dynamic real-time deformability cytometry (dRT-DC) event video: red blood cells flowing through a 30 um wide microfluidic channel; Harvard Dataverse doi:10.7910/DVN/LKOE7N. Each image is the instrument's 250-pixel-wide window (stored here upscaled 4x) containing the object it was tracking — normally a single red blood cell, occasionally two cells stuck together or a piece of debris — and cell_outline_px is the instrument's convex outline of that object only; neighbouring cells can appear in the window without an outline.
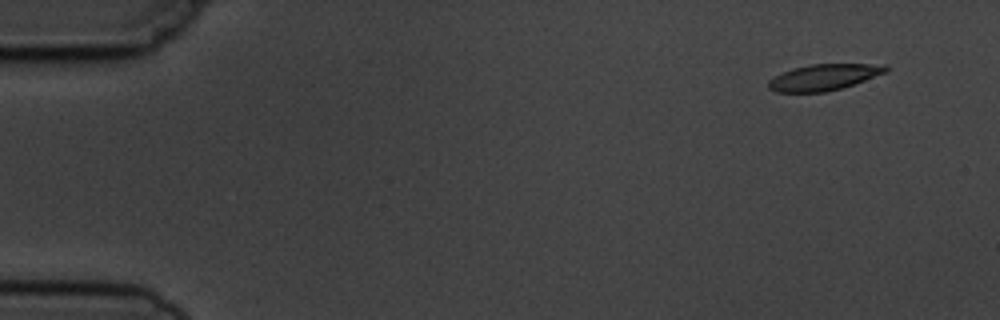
{"species": "common noctule bat (a hibernating species)", "species_latin": "Nyctalus noctula", "temperature_condition": "cold", "stored_images_in_passage": 5, "camera_frame_rate_fps": 3000, "um_per_image_px": 0.085, "animal": {"sex": "male", "body_mass_g": 19.5, "forearm_length_mm": 54.6}, "frame": {"image": 1, "passage_image": 1, "time_ms": 0.0, "image_size_px": [1000, 320], "cell_outline_px": [[888, 72], [840, 88], [824, 92], [776, 92], [768, 88], [768, 80], [792, 68], [808, 64], [888, 64]], "centroid_in_image_um": [70.03, 6.55], "position_along_channel_um": 15.0, "area_um2": 17.8}}
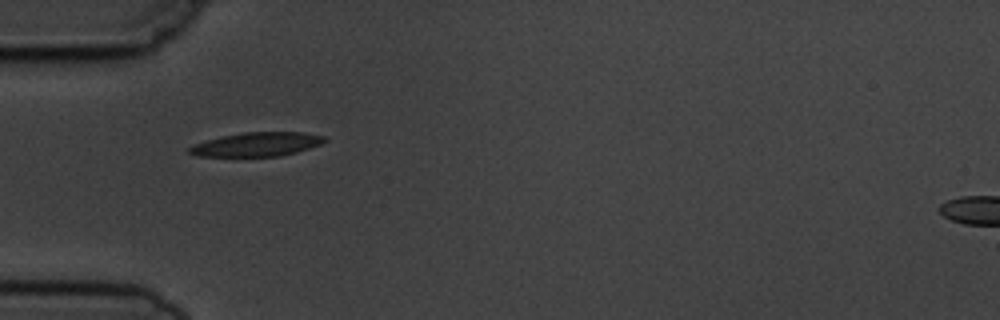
{"frame": {"image": 2, "passage_image": 4, "time_ms": 4.333, "image_size_px": [1000, 320], "cell_outline_px": [[328, 140], [320, 144], [296, 152], [280, 156], [196, 156], [188, 152], [188, 148], [196, 144], [220, 136], [244, 132], [304, 132], [324, 136]], "centroid_in_image_um": [21.85, 12.26], "position_along_channel_um": 63.2, "area_um2": 18.73}}
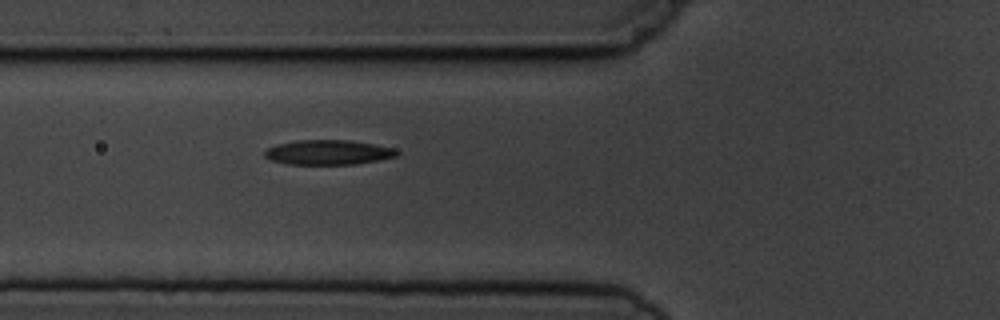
{"frame": {"image": 3, "passage_image": 5, "time_ms": 5.333, "image_size_px": [1000, 320], "cell_outline_px": [[400, 152], [396, 156], [380, 160], [356, 164], [288, 164], [272, 160], [264, 156], [264, 152], [268, 148], [276, 144], [296, 140], [352, 140], [396, 148]], "centroid_in_image_um": [27.93, 12.94], "position_along_channel_um": 97.9, "area_um2": 19.19}}